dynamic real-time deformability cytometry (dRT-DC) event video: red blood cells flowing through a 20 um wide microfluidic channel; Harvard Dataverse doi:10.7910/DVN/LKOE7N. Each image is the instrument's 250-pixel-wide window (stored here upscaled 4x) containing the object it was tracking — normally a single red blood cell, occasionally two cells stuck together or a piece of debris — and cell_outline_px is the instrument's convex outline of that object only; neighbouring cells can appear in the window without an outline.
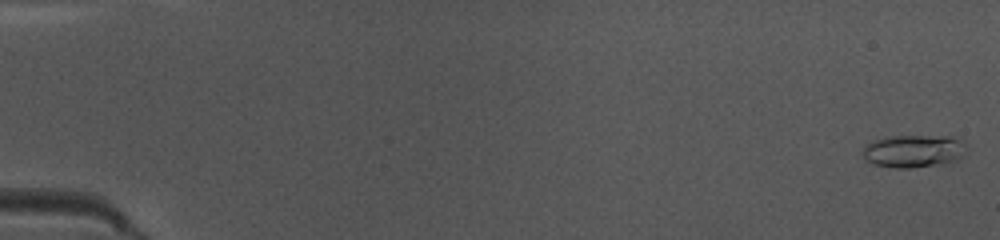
{"species": "common noctule bat (a hibernating species)", "species_latin": "Nyctalus noctula", "temperature_condition": "warm", "stored_images_in_passage": 49, "camera_frame_rate_fps": 3000, "um_per_image_px": 0.085, "animal": {"sex": "female", "body_mass_g": 10.0, "forearm_length_mm": 53.1}, "frame": {"image": 1, "passage_image": 1, "time_ms": 0.0, "image_size_px": [1000, 240], "cell_outline_px": [[968, 148], [964, 156], [956, 160], [908, 168], [896, 168], [872, 164], [864, 156], [864, 148], [868, 144], [876, 140], [892, 136], [952, 136], [964, 140]], "centroid_in_image_um": [77.74, 12.82], "position_along_channel_um": 7.3, "area_um2": 19.54}}
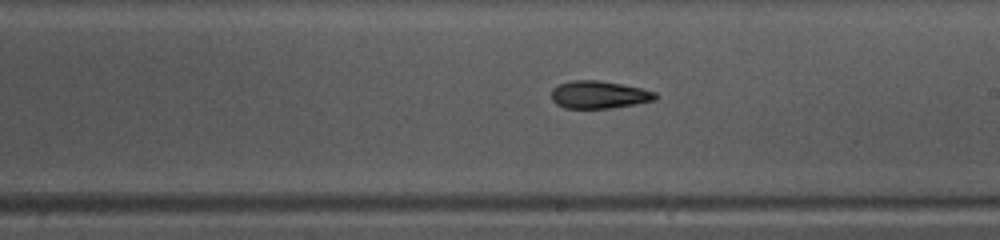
{"frame": {"image": 2, "passage_image": 29, "time_ms": 9.333, "image_size_px": [1000, 240], "cell_outline_px": [[656, 100], [636, 104], [612, 108], [564, 108], [556, 104], [552, 100], [552, 88], [560, 84], [572, 80], [600, 80], [640, 88], [656, 92]], "centroid_in_image_um": [50.9, 8.05], "position_along_channel_um": 238.1, "area_um2": 16.7}}
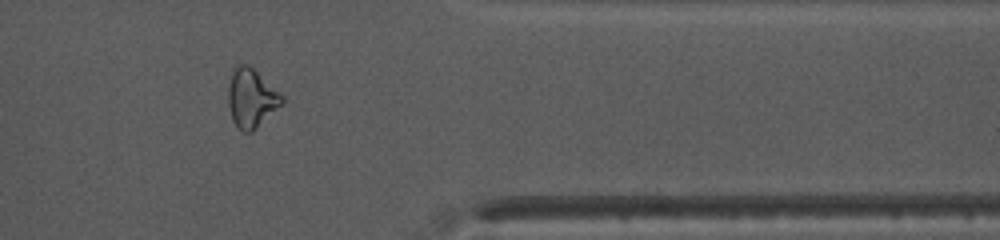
{"frame": {"image": 3, "passage_image": 41, "time_ms": 13.333, "image_size_px": [1000, 240], "cell_outline_px": [[284, 100], [252, 132], [244, 132], [236, 128], [232, 120], [228, 104], [228, 88], [232, 68], [240, 64], [248, 64], [284, 96]], "centroid_in_image_um": [21.32, 8.33], "position_along_channel_um": 390.1, "area_um2": 18.21}, "authors_computed_cell_mechanics": {"area_um2": 17.2244, "velocity_mm_per_s": 4.0845, "shape_relaxation_time_tau1_ms": 5.1489, "shape_relaxation_time_tau2_ms": 5.6082, "deformation_change_tau1": 0.1608, "deformation_change_tau2": 0.1255}}